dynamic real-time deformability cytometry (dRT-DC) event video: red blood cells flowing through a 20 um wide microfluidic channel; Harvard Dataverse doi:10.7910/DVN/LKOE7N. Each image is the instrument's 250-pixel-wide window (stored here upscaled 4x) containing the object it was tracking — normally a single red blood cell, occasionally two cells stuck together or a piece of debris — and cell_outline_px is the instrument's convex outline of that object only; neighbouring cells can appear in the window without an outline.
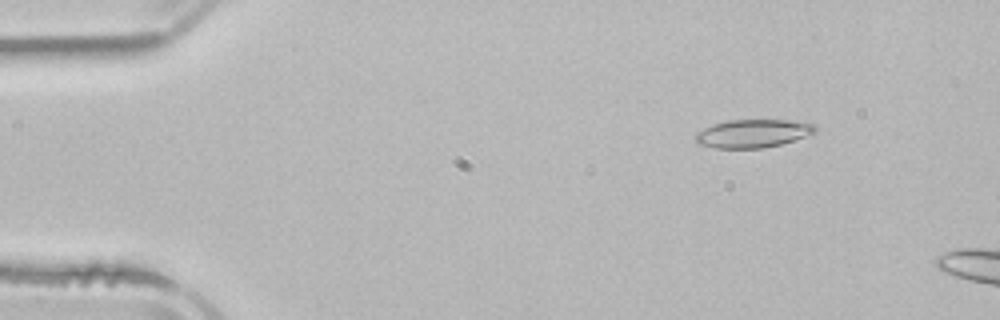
{"species": "common noctule bat (a hibernating species)", "species_latin": "Nyctalus noctula", "temperature_condition": "room temperature", "stored_images_in_passage": 5, "camera_frame_rate_fps": 3000, "um_per_image_px": 0.085, "animal": {"sex": "male", "body_mass_g": 21.5, "forearm_length_mm": 52.0}, "frame": {"image": 1, "passage_image": 2, "time_ms": 1.333, "image_size_px": [1000, 320], "cell_outline_px": [[816, 132], [780, 144], [764, 148], [716, 148], [696, 144], [696, 132], [712, 124], [728, 120], [788, 120], [816, 124]], "centroid_in_image_um": [63.96, 11.34], "position_along_channel_um": 21.0, "area_um2": 19.59}}